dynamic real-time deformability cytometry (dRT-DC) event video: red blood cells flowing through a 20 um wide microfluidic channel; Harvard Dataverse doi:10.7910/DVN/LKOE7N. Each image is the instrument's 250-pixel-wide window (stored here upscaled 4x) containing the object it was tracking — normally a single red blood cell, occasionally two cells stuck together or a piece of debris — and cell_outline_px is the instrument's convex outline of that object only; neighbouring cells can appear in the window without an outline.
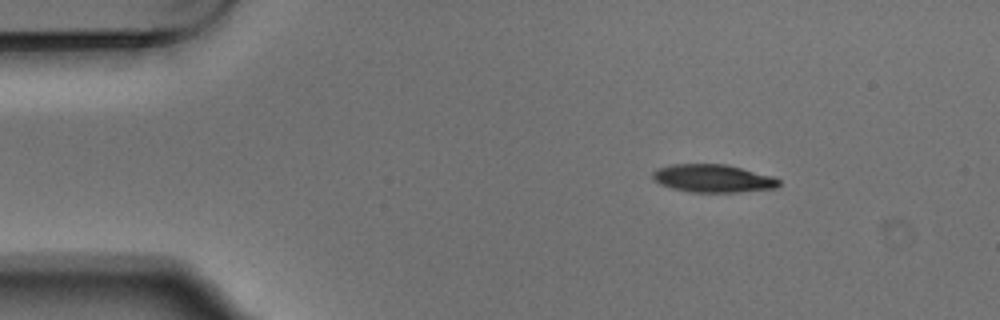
{"species": "Egyptian fruit bat (a non-hibernating species)", "species_latin": "Rousettus aegyptiacus", "temperature_condition": "warm", "stored_images_in_passage": 8, "camera_frame_rate_fps": 3000, "um_per_image_px": 0.085, "animal": {"sex": "male"}, "frame": {"image": 1, "passage_image": 1, "time_ms": 0.0, "image_size_px": [1000, 320], "cell_outline_px": [[780, 184], [776, 188], [740, 192], [692, 192], [672, 188], [660, 184], [652, 180], [652, 172], [656, 168], [672, 164], [728, 164], [772, 176], [780, 180]], "centroid_in_image_um": [60.58, 15.16], "position_along_channel_um": 24.4, "area_um2": 20.69}}
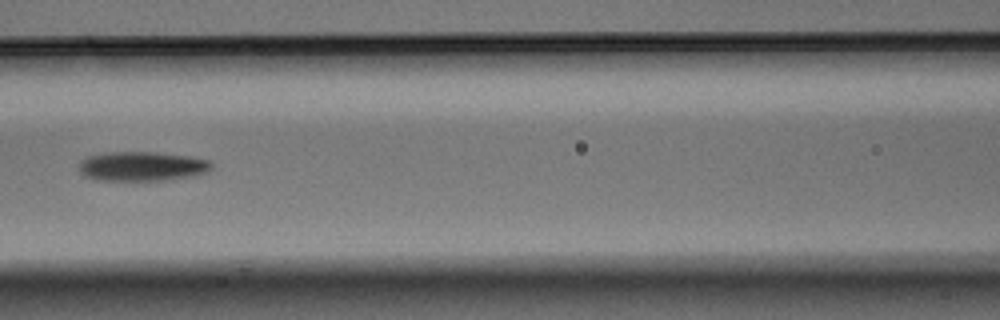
{"frame": {"image": 2, "passage_image": 5, "time_ms": 1.333, "image_size_px": [1000, 320], "cell_outline_px": [[212, 168], [208, 172], [196, 176], [168, 180], [96, 180], [84, 176], [80, 172], [80, 160], [88, 156], [104, 152], [152, 152], [188, 156], [208, 160], [212, 164]], "centroid_in_image_um": [12.08, 14.14], "position_along_channel_um": 154.5, "area_um2": 22.89}}
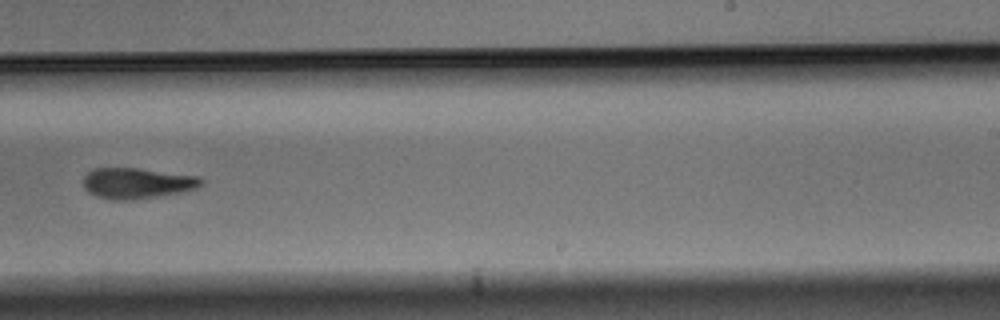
{"frame": {"image": 3, "passage_image": 8, "time_ms": 2.333, "image_size_px": [1000, 320], "cell_outline_px": [[204, 184], [196, 188], [180, 192], [128, 200], [112, 200], [96, 196], [88, 192], [84, 188], [84, 176], [92, 168], [136, 168], [200, 176], [204, 180]], "centroid_in_image_um": [11.64, 15.56], "position_along_channel_um": 277.4, "area_um2": 21.04}}